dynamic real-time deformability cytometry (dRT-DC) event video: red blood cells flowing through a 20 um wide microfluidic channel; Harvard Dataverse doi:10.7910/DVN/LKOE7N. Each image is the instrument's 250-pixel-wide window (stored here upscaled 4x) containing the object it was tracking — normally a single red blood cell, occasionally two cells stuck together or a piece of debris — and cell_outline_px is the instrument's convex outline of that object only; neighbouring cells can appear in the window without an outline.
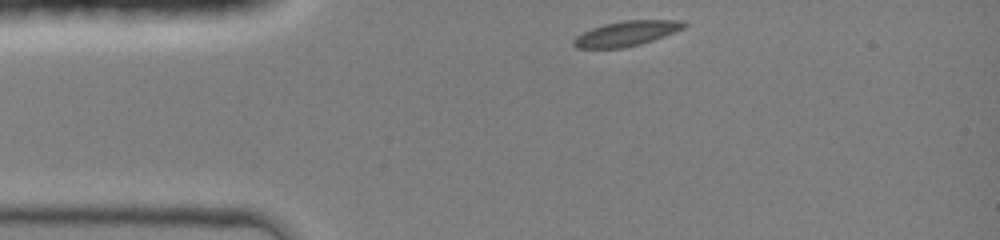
{"species": "common noctule bat (a hibernating species)", "species_latin": "Nyctalus noctula", "temperature_condition": "room temperature", "stored_images_in_passage": 13, "camera_frame_rate_fps": 3000, "um_per_image_px": 0.085, "animal": {"sex": "female", "body_mass_g": 19.0, "forearm_length_mm": 51.5}, "frame": {"image": 1, "passage_image": 1, "time_ms": 0.0, "image_size_px": [1000, 240], "cell_outline_px": [[688, 24], [684, 28], [664, 36], [640, 44], [624, 48], [576, 48], [572, 44], [572, 40], [576, 36], [592, 28], [604, 24], [624, 20], [684, 20]], "centroid_in_image_um": [53.25, 2.84], "position_along_channel_um": 31.8, "area_um2": 16.07}}
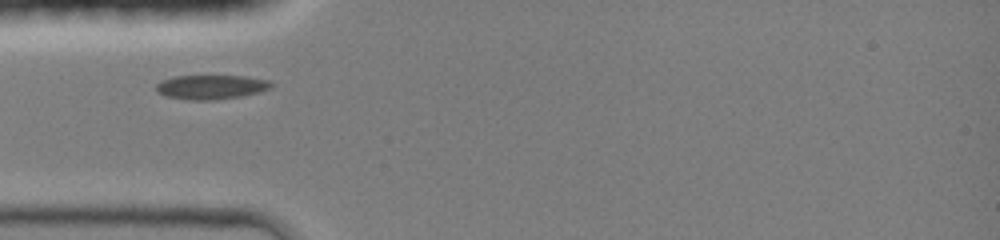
{"frame": {"image": 2, "passage_image": 6, "time_ms": 1.667, "image_size_px": [1000, 240], "cell_outline_px": [[272, 88], [260, 92], [240, 96], [216, 100], [188, 100], [164, 96], [156, 92], [156, 84], [160, 80], [172, 76], [244, 76], [268, 80], [272, 84]], "centroid_in_image_um": [17.89, 7.4], "position_along_channel_um": 67.1, "area_um2": 16.47}}